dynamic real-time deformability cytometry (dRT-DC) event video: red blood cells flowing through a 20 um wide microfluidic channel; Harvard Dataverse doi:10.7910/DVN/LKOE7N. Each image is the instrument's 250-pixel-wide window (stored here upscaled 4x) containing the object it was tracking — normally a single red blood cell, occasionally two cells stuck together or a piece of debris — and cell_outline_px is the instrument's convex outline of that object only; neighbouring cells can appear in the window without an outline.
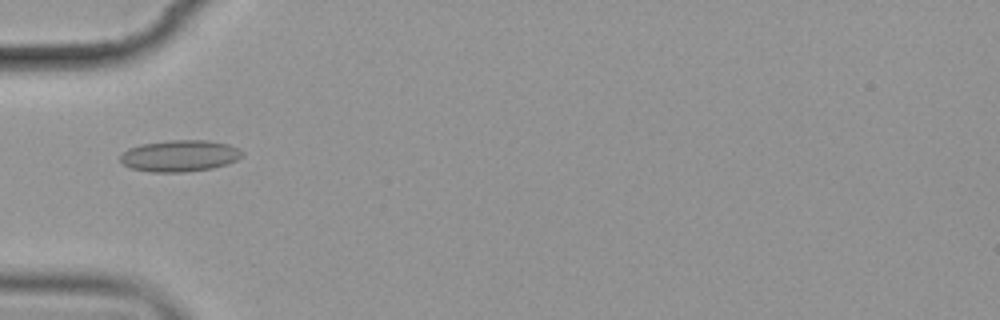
{"species": "common noctule bat (a hibernating species)", "species_latin": "Nyctalus noctula", "temperature_condition": "cold", "stored_images_in_passage": 15, "camera_frame_rate_fps": 3000, "um_per_image_px": 0.085, "animal": {"sex": "female", "body_mass_g": 19.9}, "frame": {"image": 1, "passage_image": 5, "time_ms": 5.667, "image_size_px": [1000, 320], "cell_outline_px": [[244, 152], [236, 160], [228, 164], [212, 168], [184, 172], [152, 172], [128, 168], [120, 160], [120, 156], [128, 148], [140, 144], [172, 140], [208, 140], [228, 144], [240, 148]], "centroid_in_image_um": [15.28, 13.24], "position_along_channel_um": 69.7, "area_um2": 22.48}}
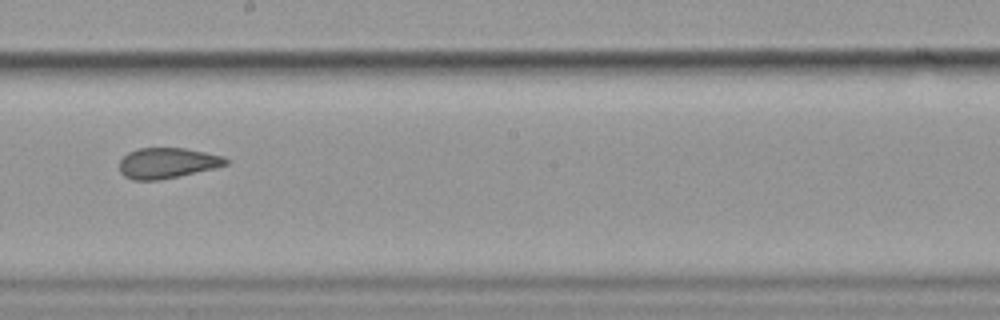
{"frame": {"image": 2, "passage_image": 9, "time_ms": 10.333, "image_size_px": [1000, 320], "cell_outline_px": [[228, 164], [212, 168], [160, 180], [132, 180], [124, 176], [120, 172], [120, 160], [128, 152], [136, 148], [184, 148], [224, 156], [228, 160]], "centroid_in_image_um": [14.17, 13.85], "position_along_channel_um": 234.0, "area_um2": 18.79}}
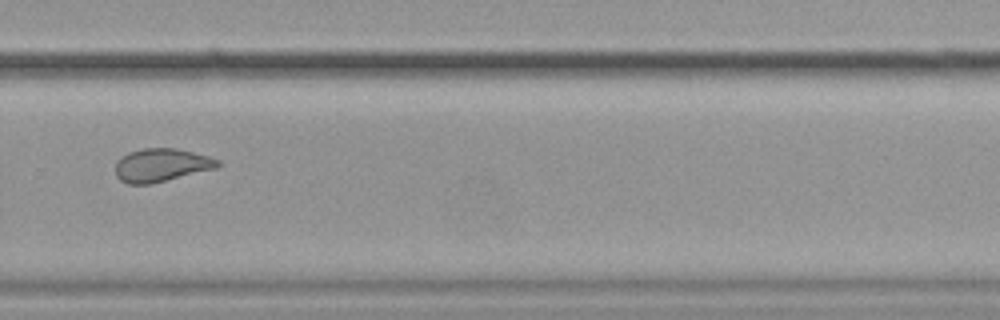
{"frame": {"image": 3, "passage_image": 11, "time_ms": 12.667, "image_size_px": [1000, 320], "cell_outline_px": [[220, 164], [216, 168], [152, 184], [128, 184], [120, 180], [116, 176], [116, 160], [128, 152], [144, 148], [176, 148], [208, 156], [220, 160]], "centroid_in_image_um": [13.69, 14.04], "position_along_channel_um": 316.1, "area_um2": 19.83}, "authors_computed_cell_mechanics": {"area_um2": 21.8484, "velocity_mm_per_s": 3.5343, "shape_relaxation_time_tau1_ms": null, "shape_relaxation_time_tau2_ms": 1.3407, "deformation_change_tau1": null, "deformation_change_tau2": 0.0464}}